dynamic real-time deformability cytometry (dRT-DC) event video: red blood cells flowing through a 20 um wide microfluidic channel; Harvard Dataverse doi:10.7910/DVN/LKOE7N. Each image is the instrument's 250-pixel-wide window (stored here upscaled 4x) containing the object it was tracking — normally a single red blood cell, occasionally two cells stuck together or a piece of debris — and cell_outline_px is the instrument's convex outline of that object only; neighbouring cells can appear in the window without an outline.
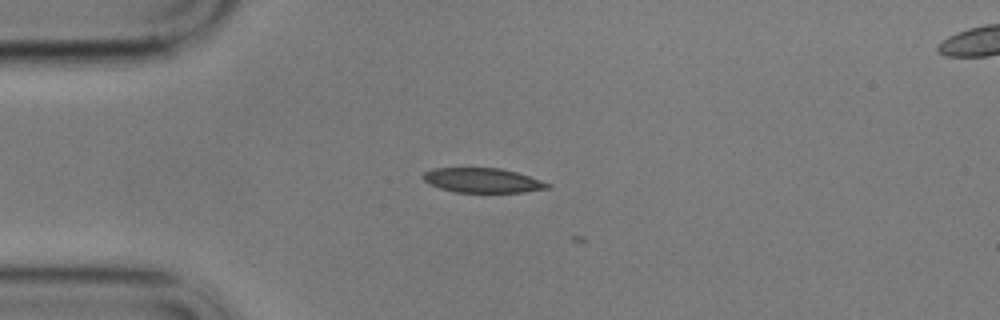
{"species": "common noctule bat (a hibernating species)", "species_latin": "Nyctalus noctula", "temperature_condition": "cold", "stored_images_in_passage": 3, "camera_frame_rate_fps": 3000, "um_per_image_px": 0.085, "animal": {"sex": "male", "body_mass_g": 17.9}, "frame": {"image": 1, "passage_image": 2, "time_ms": 0.333, "image_size_px": [1000, 320], "cell_outline_px": [[552, 188], [524, 192], [456, 192], [440, 188], [428, 184], [420, 176], [424, 172], [432, 168], [500, 168], [516, 172], [552, 184]], "centroid_in_image_um": [41.0, 15.33], "position_along_channel_um": 44.0, "area_um2": 17.92}}